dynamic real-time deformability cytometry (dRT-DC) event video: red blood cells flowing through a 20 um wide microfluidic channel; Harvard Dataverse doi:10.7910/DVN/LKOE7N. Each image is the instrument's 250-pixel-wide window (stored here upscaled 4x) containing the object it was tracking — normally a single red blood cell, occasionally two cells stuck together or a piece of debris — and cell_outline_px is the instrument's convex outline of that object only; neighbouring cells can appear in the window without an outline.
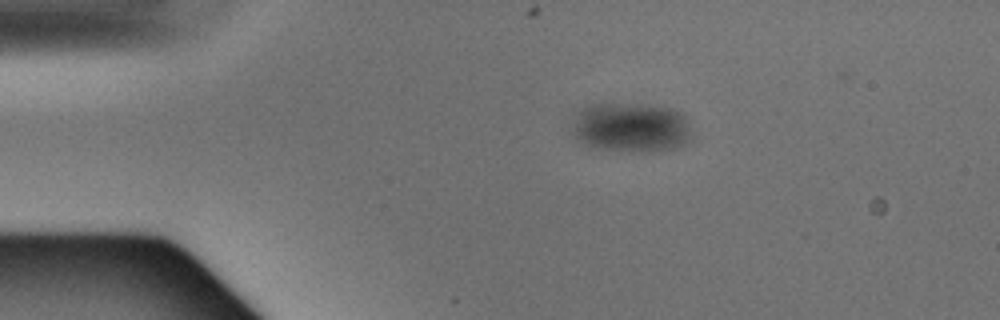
{"species": "Egyptian fruit bat (a non-hibernating species)", "species_latin": "Rousettus aegyptiacus", "temperature_condition": "warm", "stored_images_in_passage": 2, "camera_frame_rate_fps": 3000, "um_per_image_px": 0.085, "animal": {"sex": "male"}, "frame": {"image": 1, "passage_image": 1, "time_ms": 0.0, "image_size_px": [1000, 320], "cell_outline_px": [[688, 140], [684, 144], [676, 148], [648, 152], [644, 152], [596, 148], [572, 136], [572, 120], [576, 112], [588, 104], [652, 104], [672, 108], [684, 112], [688, 120]], "centroid_in_image_um": [53.62, 10.8], "position_along_channel_um": 31.4, "area_um2": 34.91}}